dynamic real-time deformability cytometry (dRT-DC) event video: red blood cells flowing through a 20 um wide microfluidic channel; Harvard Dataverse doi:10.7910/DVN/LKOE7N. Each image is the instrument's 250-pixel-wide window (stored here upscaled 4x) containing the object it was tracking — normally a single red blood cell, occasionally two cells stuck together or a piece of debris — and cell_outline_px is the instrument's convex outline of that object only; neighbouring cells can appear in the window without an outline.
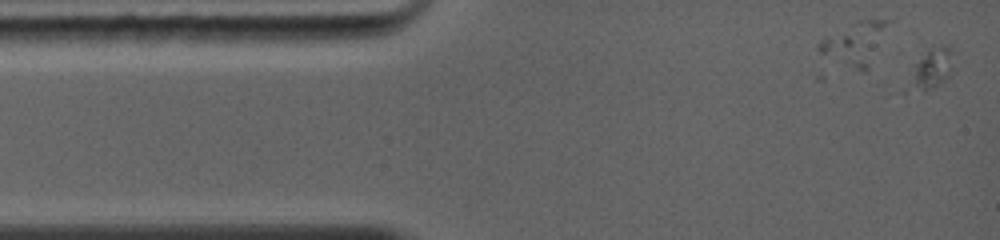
{"species": "common noctule bat (a hibernating species)", "species_latin": "Nyctalus noctula", "temperature_condition": "warm", "stored_images_in_passage": 33, "camera_frame_rate_fps": 5000, "um_per_image_px": 0.085, "animal": {"sex": "female", "body_mass_g": 19.0, "forearm_length_mm": 56.7}, "frame": {"image": 1, "passage_image": 1, "time_ms": 0.0, "image_size_px": [1000, 240], "cell_outline_px": [[948, 76], [924, 92], [904, 92], [904, 88], [916, 60], [928, 44], [948, 44]], "centroid_in_image_um": [78.94, 5.84], "position_along_channel_um": 6.1, "area_um2": 10.58}}